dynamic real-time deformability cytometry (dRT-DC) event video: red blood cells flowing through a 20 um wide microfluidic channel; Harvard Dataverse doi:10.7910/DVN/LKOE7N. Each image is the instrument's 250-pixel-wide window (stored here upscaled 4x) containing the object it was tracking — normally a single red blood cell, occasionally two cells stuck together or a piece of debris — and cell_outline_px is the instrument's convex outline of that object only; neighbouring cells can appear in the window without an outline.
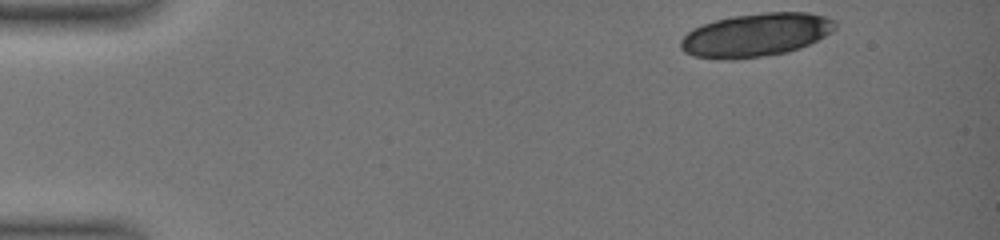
{"species": "common noctule bat (a hibernating species)", "species_latin": "Nyctalus noctula", "temperature_condition": "warm", "stored_images_in_passage": 13, "camera_frame_rate_fps": 3000, "um_per_image_px": 0.085, "animal": {"sex": "female", "body_mass_g": 19.0, "forearm_length_mm": 51.5}, "frame": {"image": 1, "passage_image": 1, "time_ms": 0.0, "image_size_px": [1000, 240], "cell_outline_px": [[836, 28], [832, 32], [800, 48], [788, 52], [736, 60], [732, 60], [692, 56], [684, 52], [680, 48], [680, 40], [692, 28], [716, 20], [732, 16], [764, 12], [808, 12], [828, 16], [836, 20]], "centroid_in_image_um": [64.26, 2.96], "position_along_channel_um": 20.7, "area_um2": 39.25}}